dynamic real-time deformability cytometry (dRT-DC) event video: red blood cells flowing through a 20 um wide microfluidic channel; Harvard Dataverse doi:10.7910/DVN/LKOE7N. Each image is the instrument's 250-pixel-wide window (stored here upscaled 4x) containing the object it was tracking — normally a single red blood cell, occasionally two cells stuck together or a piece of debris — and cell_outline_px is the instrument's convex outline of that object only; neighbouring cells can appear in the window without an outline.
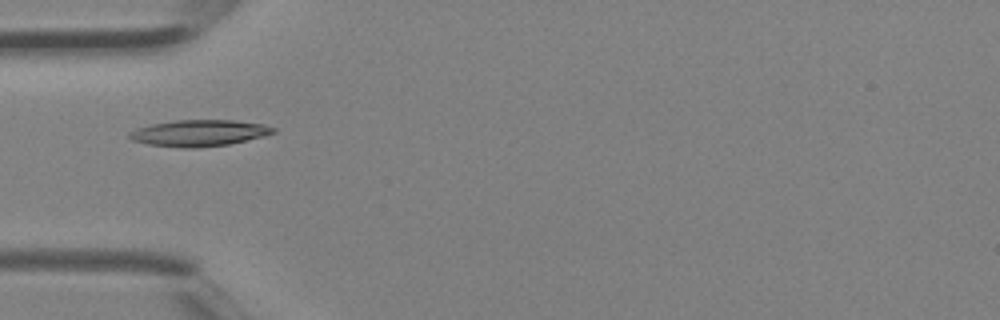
{"species": "Egyptian fruit bat (a non-hibernating species)", "species_latin": "Rousettus aegyptiacus", "temperature_condition": "room temperature", "stored_images_in_passage": 1, "camera_frame_rate_fps": 3000, "um_per_image_px": 0.085, "animal": {"sex": "female"}, "frame": {"image": 1, "passage_image": 1, "time_ms": 0.0, "image_size_px": [1000, 320], "cell_outline_px": [[276, 132], [264, 136], [228, 144], [196, 148], [180, 148], [148, 144], [132, 140], [128, 136], [128, 132], [136, 128], [152, 124], [176, 120], [232, 120], [264, 124], [276, 128]], "centroid_in_image_um": [16.91, 11.31], "position_along_channel_um": 68.1, "area_um2": 22.14}}